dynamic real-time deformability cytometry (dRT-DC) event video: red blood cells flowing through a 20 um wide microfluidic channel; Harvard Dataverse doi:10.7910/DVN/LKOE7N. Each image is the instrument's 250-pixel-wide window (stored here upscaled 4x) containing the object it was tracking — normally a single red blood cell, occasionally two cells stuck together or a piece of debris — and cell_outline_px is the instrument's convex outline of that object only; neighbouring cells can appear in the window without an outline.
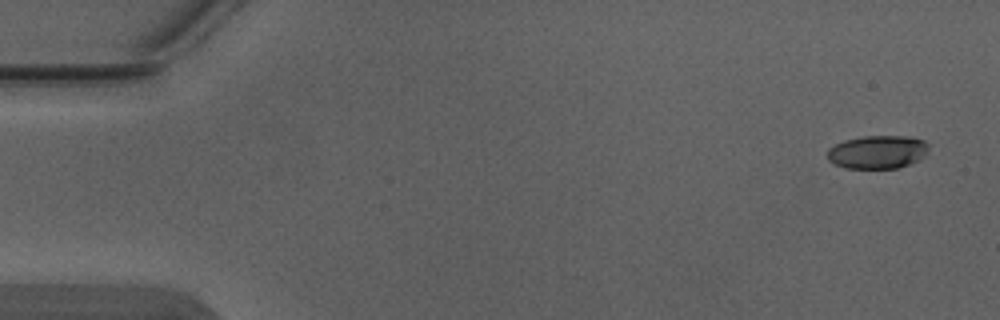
{"species": "Egyptian fruit bat (a non-hibernating species)", "species_latin": "Rousettus aegyptiacus", "temperature_condition": "warm", "stored_images_in_passage": 5, "camera_frame_rate_fps": 3000, "um_per_image_px": 0.085, "animal": {"sex": "male"}, "frame": {"image": 1, "passage_image": 1, "time_ms": 0.0, "image_size_px": [1000, 320], "cell_outline_px": [[928, 152], [920, 160], [896, 168], [848, 168], [836, 164], [828, 160], [828, 148], [844, 140], [864, 136], [908, 136], [924, 140], [928, 144]], "centroid_in_image_um": [74.62, 12.91], "position_along_channel_um": 10.4, "area_um2": 19.59}}
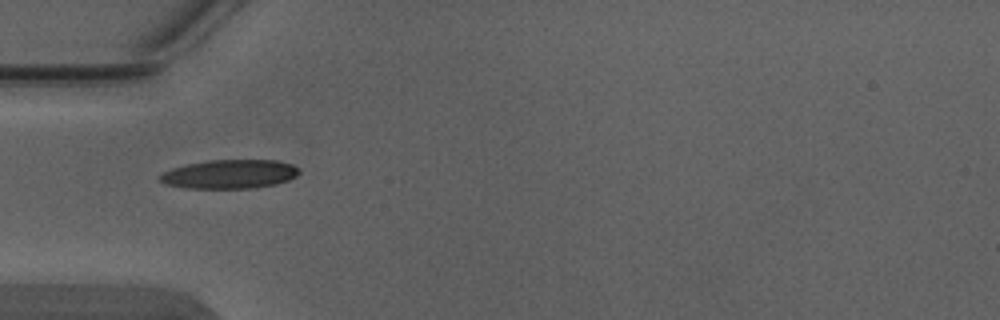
{"frame": {"image": 2, "passage_image": 4, "time_ms": 1.0, "image_size_px": [1000, 320], "cell_outline_px": [[300, 172], [296, 176], [288, 180], [276, 184], [256, 188], [188, 188], [164, 184], [156, 180], [156, 176], [172, 168], [184, 164], [208, 160], [276, 160], [292, 164], [300, 168]], "centroid_in_image_um": [19.48, 14.8], "position_along_channel_um": 65.5, "area_um2": 23.81}}
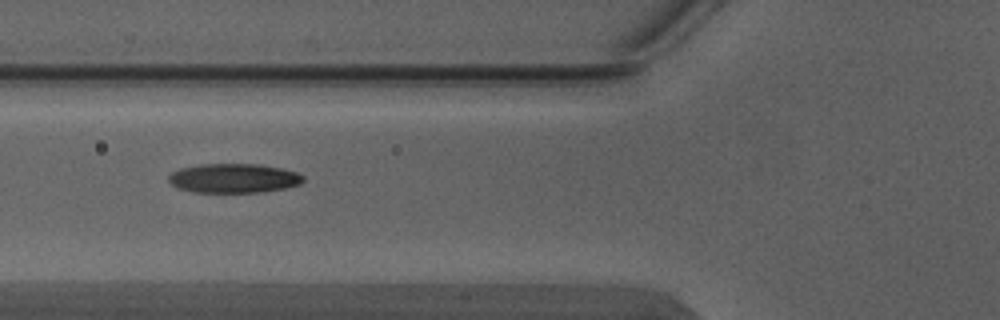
{"frame": {"image": 3, "passage_image": 5, "time_ms": 1.333, "image_size_px": [1000, 320], "cell_outline_px": [[304, 180], [300, 184], [284, 188], [260, 192], [192, 192], [176, 188], [168, 180], [168, 176], [172, 172], [180, 168], [200, 164], [260, 164], [280, 168], [296, 172], [304, 176]], "centroid_in_image_um": [19.84, 15.15], "position_along_channel_um": 106.0, "area_um2": 23.0}}